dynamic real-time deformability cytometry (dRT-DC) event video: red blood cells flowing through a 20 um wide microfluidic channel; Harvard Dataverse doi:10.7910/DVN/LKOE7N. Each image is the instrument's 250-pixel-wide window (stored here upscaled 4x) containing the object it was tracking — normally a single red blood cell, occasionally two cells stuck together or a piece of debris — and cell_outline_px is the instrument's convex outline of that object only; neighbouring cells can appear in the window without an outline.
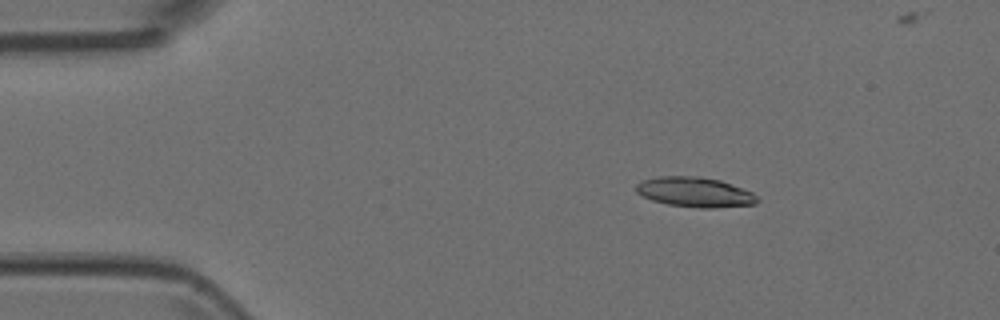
{"species": "Egyptian fruit bat (a non-hibernating species)", "species_latin": "Rousettus aegyptiacus", "temperature_condition": "room temperature", "stored_images_in_passage": 4, "camera_frame_rate_fps": 3000, "um_per_image_px": 0.085, "animal": {"sex": "female"}, "frame": {"image": 1, "passage_image": 2, "time_ms": 0.333, "image_size_px": [1000, 320], "cell_outline_px": [[760, 200], [756, 204], [716, 208], [700, 208], [668, 204], [652, 200], [636, 192], [636, 184], [644, 180], [660, 176], [700, 176], [720, 180], [752, 192]], "centroid_in_image_um": [59.09, 16.33], "position_along_channel_um": 25.9, "area_um2": 21.04}}
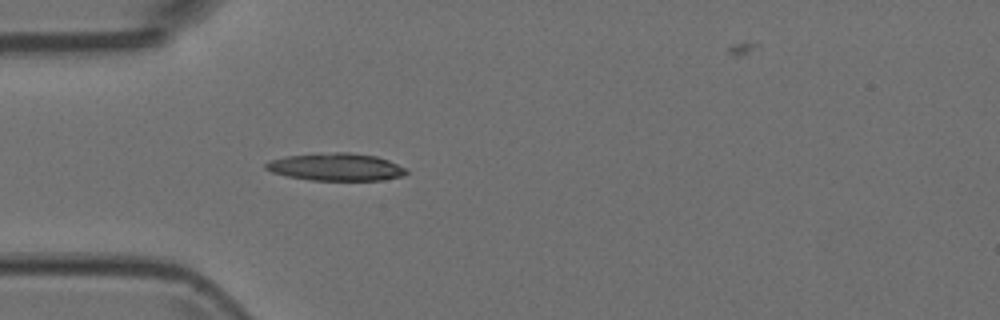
{"frame": {"image": 2, "passage_image": 4, "time_ms": 1.0, "image_size_px": [1000, 320], "cell_outline_px": [[408, 172], [404, 176], [384, 180], [312, 180], [288, 176], [272, 172], [264, 168], [264, 164], [268, 160], [288, 156], [336, 152], [348, 152], [376, 156], [388, 160], [404, 168]], "centroid_in_image_um": [28.56, 14.19], "position_along_channel_um": 56.4, "area_um2": 22.37}}